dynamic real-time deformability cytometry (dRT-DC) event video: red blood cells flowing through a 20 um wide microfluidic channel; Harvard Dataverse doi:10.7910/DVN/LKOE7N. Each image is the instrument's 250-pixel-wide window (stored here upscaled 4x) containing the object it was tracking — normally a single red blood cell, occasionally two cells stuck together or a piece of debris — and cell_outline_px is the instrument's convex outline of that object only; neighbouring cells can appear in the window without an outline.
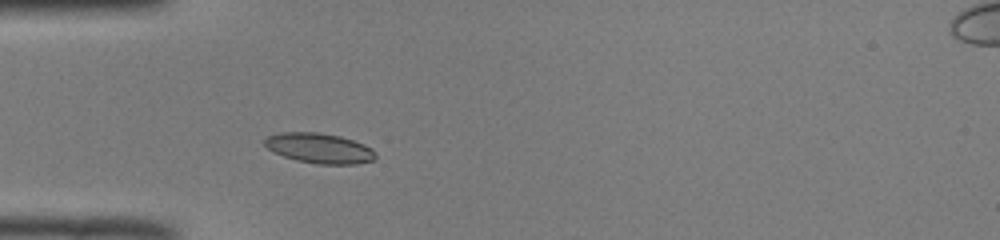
{"species": "common noctule bat (a hibernating species)", "species_latin": "Nyctalus noctula", "temperature_condition": "room temperature", "stored_images_in_passage": 36, "camera_frame_rate_fps": 3000, "um_per_image_px": 0.085, "animal": {"sex": "male", "body_mass_g": 19.0, "forearm_length_mm": 50.8}, "frame": {"image": 1, "passage_image": 1, "time_ms": 0.0, "image_size_px": [1000, 240], "cell_outline_px": [[376, 156], [372, 160], [356, 164], [316, 164], [296, 160], [272, 152], [264, 144], [264, 140], [268, 136], [280, 132], [320, 132], [340, 136], [364, 144], [372, 148], [376, 152]], "centroid_in_image_um": [27.14, 12.59], "position_along_channel_um": 57.9, "area_um2": 19.54}}
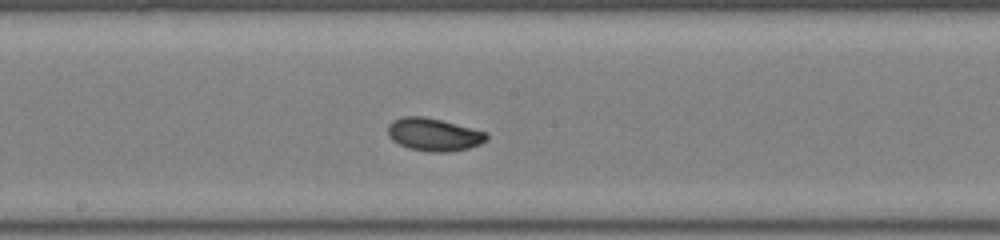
{"frame": {"image": 2, "passage_image": 13, "time_ms": 4.0, "image_size_px": [1000, 240], "cell_outline_px": [[488, 140], [480, 144], [468, 148], [448, 152], [428, 152], [408, 148], [392, 140], [388, 136], [388, 124], [392, 120], [404, 116], [424, 116], [488, 132]], "centroid_in_image_um": [36.87, 11.44], "position_along_channel_um": 211.3, "area_um2": 18.96}}
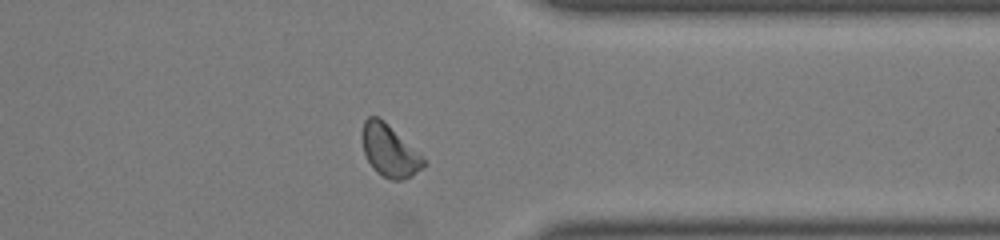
{"frame": {"image": 3, "passage_image": 26, "time_ms": 8.333, "image_size_px": [1000, 240], "cell_outline_px": [[424, 168], [412, 176], [404, 180], [392, 180], [376, 172], [372, 168], [364, 152], [364, 120], [368, 116], [376, 116], [384, 120], [420, 152], [424, 156]], "centroid_in_image_um": [33.16, 12.83], "position_along_channel_um": 378.2, "area_um2": 18.55}, "authors_computed_cell_mechanics": {"area_um2": 18.496, "velocity_mm_per_s": 3.9641, "shape_relaxation_time_tau1_ms": 4.1535, "shape_relaxation_time_tau2_ms": null, "deformation_change_tau1": 0.1292, "deformation_change_tau2": null}}